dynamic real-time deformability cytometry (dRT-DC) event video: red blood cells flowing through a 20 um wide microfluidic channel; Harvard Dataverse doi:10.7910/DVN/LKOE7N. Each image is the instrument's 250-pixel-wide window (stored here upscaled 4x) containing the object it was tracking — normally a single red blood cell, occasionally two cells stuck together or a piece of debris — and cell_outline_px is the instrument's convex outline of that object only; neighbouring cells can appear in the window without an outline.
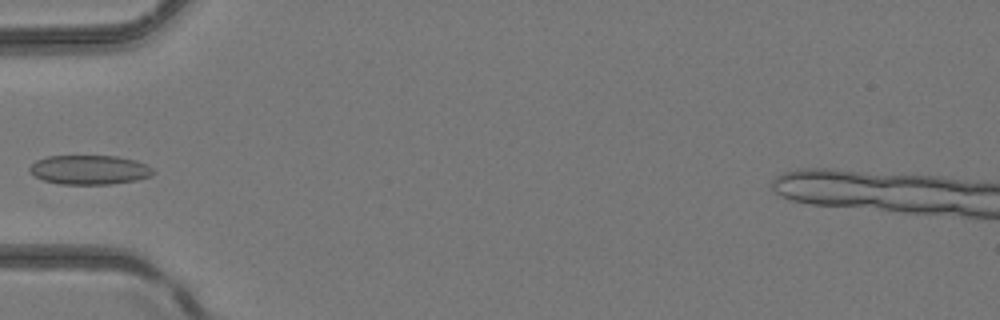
{"species": "common noctule bat (a hibernating species)", "species_latin": "Nyctalus noctula", "temperature_condition": "room temperature", "stored_images_in_passage": 4, "camera_frame_rate_fps": 3000, "um_per_image_px": 0.085, "animal": {"sex": "female", "body_mass_g": 24.6, "forearm_length_mm": 56.2}, "frame": {"image": 1, "passage_image": 4, "time_ms": 3.667, "image_size_px": [1000, 320], "cell_outline_px": [[156, 172], [152, 176], [136, 180], [112, 184], [60, 184], [44, 180], [28, 172], [28, 168], [36, 160], [48, 156], [116, 156], [136, 160], [152, 168]], "centroid_in_image_um": [7.61, 14.43], "position_along_channel_um": 77.4, "area_um2": 21.15}}